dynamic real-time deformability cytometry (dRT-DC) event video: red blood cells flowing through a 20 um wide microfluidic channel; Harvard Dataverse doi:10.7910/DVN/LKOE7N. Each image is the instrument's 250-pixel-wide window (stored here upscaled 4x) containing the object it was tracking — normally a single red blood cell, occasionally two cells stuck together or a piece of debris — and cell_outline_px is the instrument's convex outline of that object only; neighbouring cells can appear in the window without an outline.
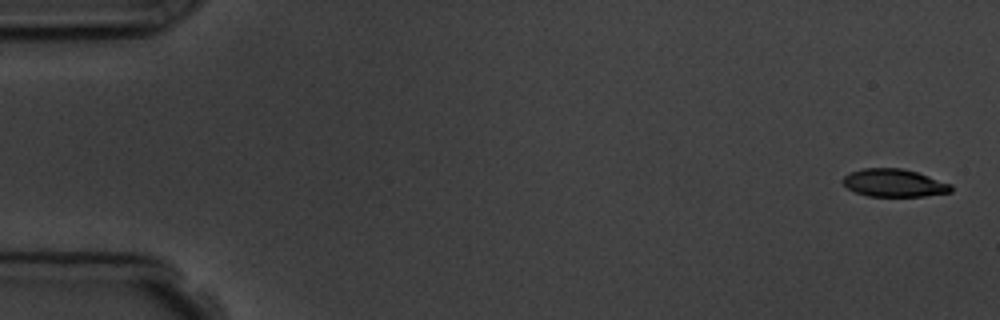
{"species": "common noctule bat (a hibernating species)", "species_latin": "Nyctalus noctula", "temperature_condition": "room temperature", "stored_images_in_passage": 5, "camera_frame_rate_fps": 3000, "um_per_image_px": 0.085, "animal": {"sex": "male", "body_mass_g": 19.5, "forearm_length_mm": 54.6}, "frame": {"image": 1, "passage_image": 1, "time_ms": 0.0, "image_size_px": [1000, 320], "cell_outline_px": [[952, 192], [924, 196], [868, 196], [856, 192], [848, 188], [840, 180], [844, 176], [852, 172], [864, 168], [900, 168], [916, 172], [952, 184]], "centroid_in_image_um": [76.0, 15.55], "position_along_channel_um": 9.0, "area_um2": 17.4}}
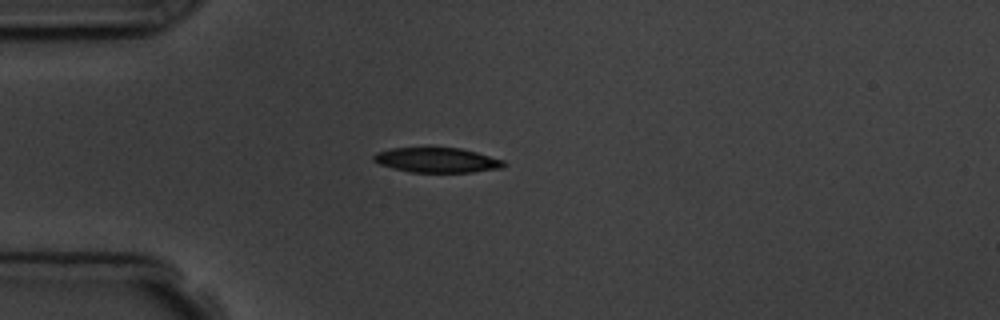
{"frame": {"image": 2, "passage_image": 4, "time_ms": 4.333, "image_size_px": [1000, 320], "cell_outline_px": [[504, 168], [472, 172], [412, 172], [380, 164], [372, 160], [372, 156], [376, 152], [392, 148], [428, 144], [460, 148], [476, 152], [504, 160]], "centroid_in_image_um": [37.11, 13.55], "position_along_channel_um": 47.9, "area_um2": 19.65}}